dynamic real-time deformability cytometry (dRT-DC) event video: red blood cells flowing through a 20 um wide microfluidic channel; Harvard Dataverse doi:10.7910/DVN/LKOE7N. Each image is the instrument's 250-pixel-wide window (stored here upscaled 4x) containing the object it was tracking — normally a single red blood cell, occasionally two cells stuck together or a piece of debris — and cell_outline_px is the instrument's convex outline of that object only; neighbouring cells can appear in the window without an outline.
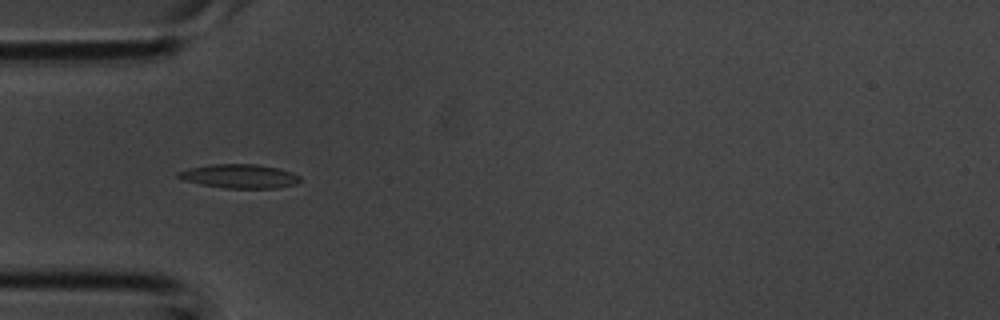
{"species": "common noctule bat (a hibernating species)", "species_latin": "Nyctalus noctula", "temperature_condition": "room temperature", "stored_images_in_passage": 38, "camera_frame_rate_fps": 3000, "um_per_image_px": 0.085, "animal": {"sex": "male", "body_mass_g": 20.1, "forearm_length_mm": 53.5}, "frame": {"image": 1, "passage_image": 11, "time_ms": 3.333, "image_size_px": [1000, 320], "cell_outline_px": [[300, 180], [296, 184], [276, 188], [228, 188], [200, 184], [184, 180], [176, 176], [176, 172], [188, 168], [212, 164], [256, 164], [276, 168], [292, 172], [300, 176]], "centroid_in_image_um": [20.34, 14.97], "position_along_channel_um": 64.7, "area_um2": 16.94}}
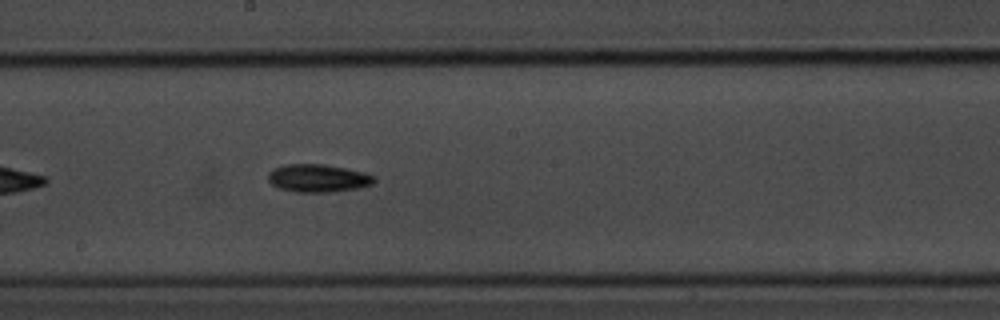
{"frame": {"image": 2, "passage_image": 20, "time_ms": 6.333, "image_size_px": [1000, 320], "cell_outline_px": [[376, 180], [372, 184], [356, 188], [332, 192], [296, 192], [280, 188], [272, 184], [268, 180], [268, 172], [272, 168], [284, 164], [324, 164], [364, 172], [372, 176]], "centroid_in_image_um": [26.98, 15.14], "position_along_channel_um": 221.2, "area_um2": 17.17}}
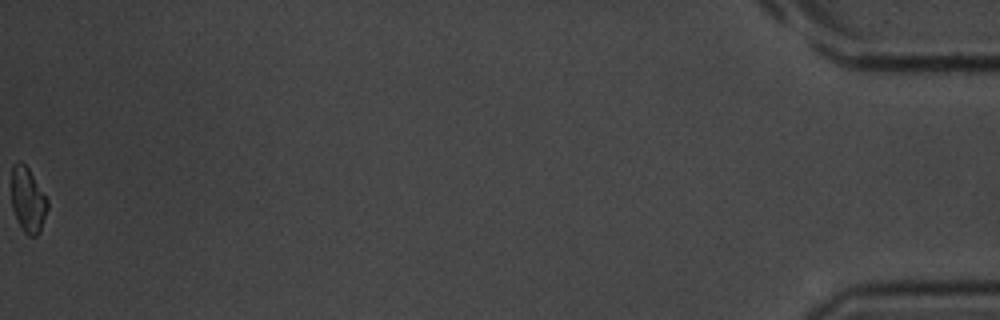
{"frame": {"image": 3, "passage_image": 38, "time_ms": 12.333, "image_size_px": [1000, 320], "cell_outline_px": [[48, 208], [40, 232], [36, 236], [28, 236], [24, 232], [12, 208], [12, 164], [16, 160], [20, 160], [28, 168], [48, 200]], "centroid_in_image_um": [2.37, 16.98], "position_along_channel_um": 432.8, "area_um2": 13.58}}